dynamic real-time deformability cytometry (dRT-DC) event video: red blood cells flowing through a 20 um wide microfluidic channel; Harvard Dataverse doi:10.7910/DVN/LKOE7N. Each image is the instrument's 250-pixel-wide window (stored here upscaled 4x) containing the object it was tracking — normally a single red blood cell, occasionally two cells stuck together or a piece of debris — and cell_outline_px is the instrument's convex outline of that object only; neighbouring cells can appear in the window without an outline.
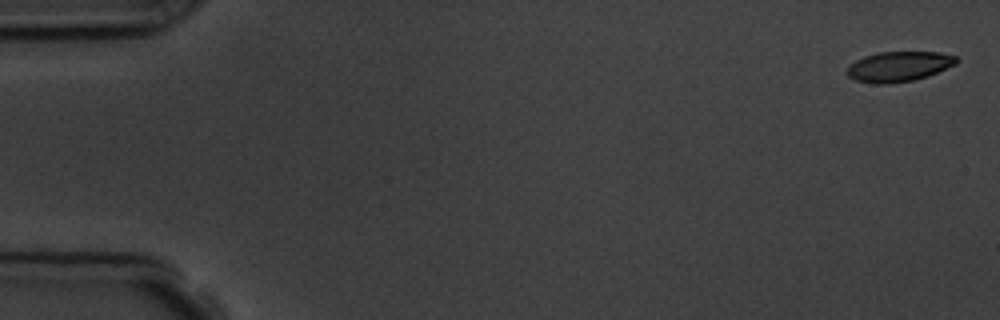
{"species": "common noctule bat (a hibernating species)", "species_latin": "Nyctalus noctula", "temperature_condition": "room temperature", "stored_images_in_passage": 3, "camera_frame_rate_fps": 3000, "um_per_image_px": 0.085, "animal": {"sex": "male", "body_mass_g": 19.5, "forearm_length_mm": 54.6}, "frame": {"image": 1, "passage_image": 1, "time_ms": 0.0, "image_size_px": [1000, 320], "cell_outline_px": [[956, 64], [928, 76], [912, 80], [888, 84], [872, 84], [856, 80], [848, 76], [844, 72], [856, 60], [864, 56], [880, 52], [940, 52], [956, 56]], "centroid_in_image_um": [76.38, 5.66], "position_along_channel_um": 8.6, "area_um2": 19.13}}